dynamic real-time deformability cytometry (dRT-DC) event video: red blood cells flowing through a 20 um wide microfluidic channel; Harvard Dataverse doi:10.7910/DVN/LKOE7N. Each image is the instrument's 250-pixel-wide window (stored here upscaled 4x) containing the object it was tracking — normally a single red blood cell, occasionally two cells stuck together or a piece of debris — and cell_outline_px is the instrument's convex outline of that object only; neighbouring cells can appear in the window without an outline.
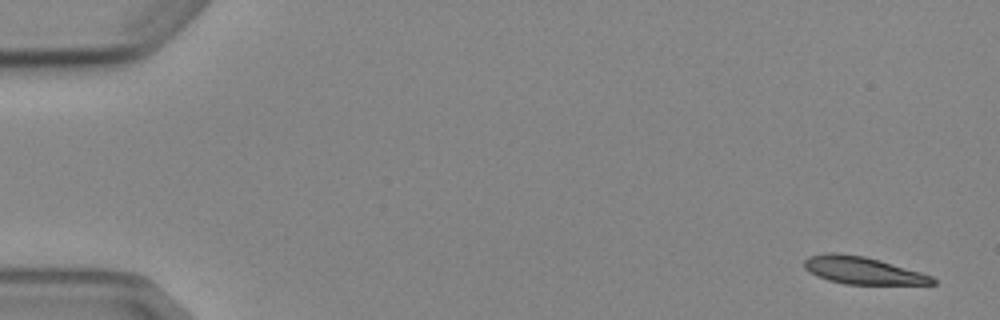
{"species": "Egyptian fruit bat (a non-hibernating species)", "species_latin": "Rousettus aegyptiacus", "temperature_condition": "cold", "stored_images_in_passage": 6, "camera_frame_rate_fps": 3000, "um_per_image_px": 0.085, "animal": {"sex": "female"}, "frame": {"image": 1, "passage_image": 1, "time_ms": 0.0, "image_size_px": [1000, 320], "cell_outline_px": [[936, 284], [844, 284], [828, 280], [816, 276], [804, 268], [804, 260], [808, 256], [824, 252], [836, 252], [864, 256], [880, 260], [920, 272], [932, 276], [936, 280]], "centroid_in_image_um": [73.28, 22.97], "position_along_channel_um": 11.7, "area_um2": 20.52}}